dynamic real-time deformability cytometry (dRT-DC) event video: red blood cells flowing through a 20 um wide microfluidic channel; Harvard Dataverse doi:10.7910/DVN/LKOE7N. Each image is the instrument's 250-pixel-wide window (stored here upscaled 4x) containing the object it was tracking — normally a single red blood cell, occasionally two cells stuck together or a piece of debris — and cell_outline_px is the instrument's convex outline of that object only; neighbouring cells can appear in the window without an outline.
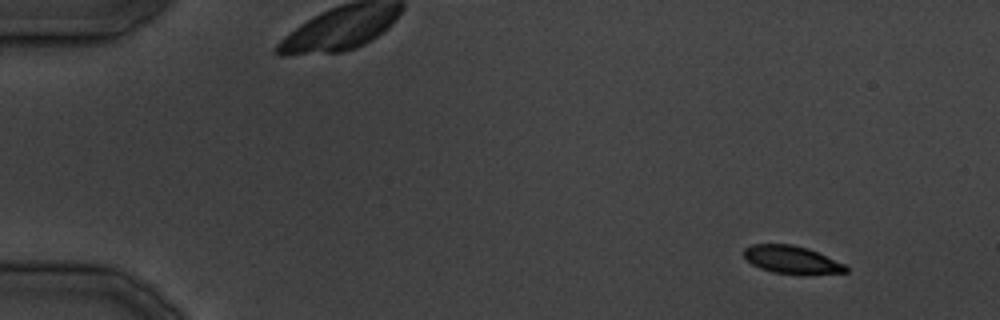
{"species": "common noctule bat (a hibernating species)", "species_latin": "Nyctalus noctula", "temperature_condition": "cold", "stored_images_in_passage": 12, "camera_frame_rate_fps": 3000, "um_per_image_px": 0.085, "animal": {"sex": "male", "body_mass_g": 19.5, "forearm_length_mm": 54.6}, "frame": {"image": 1, "passage_image": 1, "time_ms": 0.0, "image_size_px": [1000, 320], "cell_outline_px": [[848, 272], [772, 272], [760, 268], [752, 264], [744, 256], [744, 248], [752, 244], [792, 244], [808, 248], [844, 264], [848, 268]], "centroid_in_image_um": [67.22, 22.02], "position_along_channel_um": 17.8, "area_um2": 15.72}}